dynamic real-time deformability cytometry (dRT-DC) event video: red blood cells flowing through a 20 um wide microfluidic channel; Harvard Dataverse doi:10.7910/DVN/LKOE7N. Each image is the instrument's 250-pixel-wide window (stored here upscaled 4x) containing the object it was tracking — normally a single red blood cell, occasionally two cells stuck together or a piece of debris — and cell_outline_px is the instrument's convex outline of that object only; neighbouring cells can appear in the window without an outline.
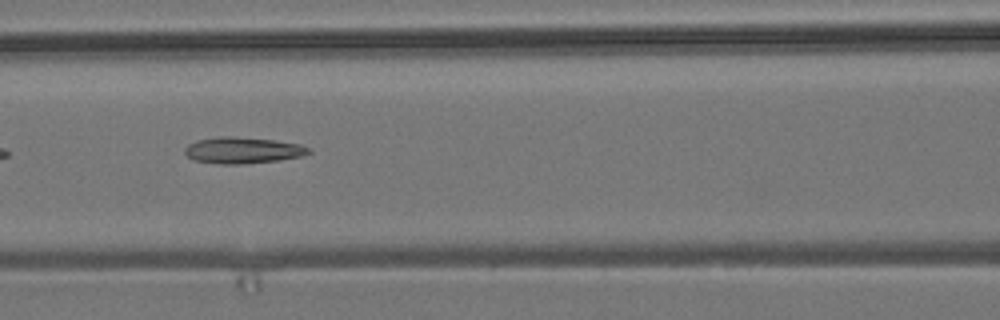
{"species": "common noctule bat (a hibernating species)", "species_latin": "Nyctalus noctula", "temperature_condition": "room temperature", "stored_images_in_passage": 11, "camera_frame_rate_fps": 3000, "um_per_image_px": 0.085, "animal": {"sex": "male", "body_mass_g": 19.2, "forearm_length_mm": 51.8}, "frame": {"image": 1, "passage_image": 7, "time_ms": 2.0, "image_size_px": [1000, 320], "cell_outline_px": [[312, 152], [300, 156], [276, 160], [236, 164], [220, 164], [192, 160], [184, 152], [184, 148], [188, 144], [196, 140], [216, 136], [232, 136], [276, 140], [300, 144], [308, 148]], "centroid_in_image_um": [20.57, 12.76], "position_along_channel_um": 146.0, "area_um2": 18.96}}
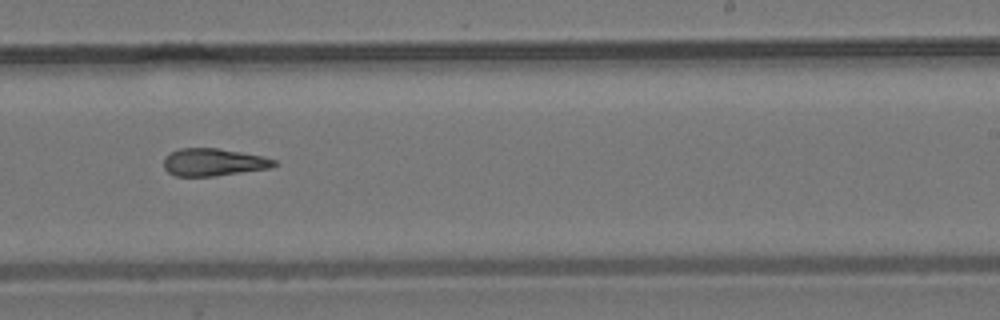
{"frame": {"image": 2, "passage_image": 10, "time_ms": 3.0, "image_size_px": [1000, 320], "cell_outline_px": [[280, 164], [272, 168], [212, 176], [176, 176], [168, 172], [164, 168], [164, 156], [180, 148], [216, 148], [264, 156], [276, 160]], "centroid_in_image_um": [18.18, 13.79], "position_along_channel_um": 270.8, "area_um2": 17.74}}
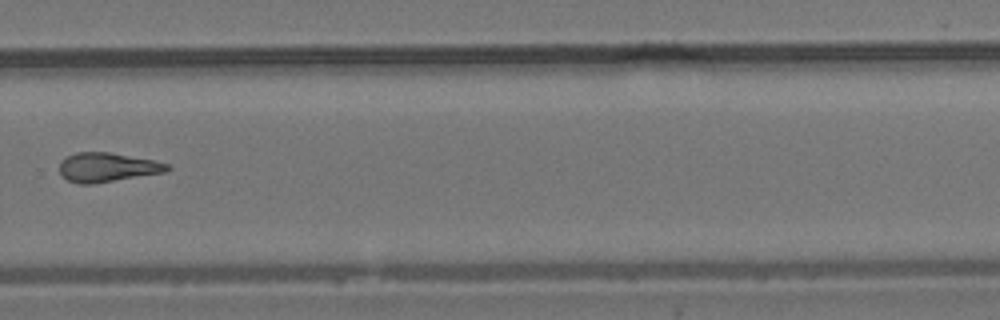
{"frame": {"image": 3, "passage_image": 11, "time_ms": 3.333, "image_size_px": [1000, 320], "cell_outline_px": [[172, 168], [168, 172], [92, 184], [80, 184], [68, 180], [60, 172], [60, 160], [76, 152], [108, 152], [152, 160], [168, 164]], "centroid_in_image_um": [9.14, 14.23], "position_along_channel_um": 320.7, "area_um2": 18.26}}